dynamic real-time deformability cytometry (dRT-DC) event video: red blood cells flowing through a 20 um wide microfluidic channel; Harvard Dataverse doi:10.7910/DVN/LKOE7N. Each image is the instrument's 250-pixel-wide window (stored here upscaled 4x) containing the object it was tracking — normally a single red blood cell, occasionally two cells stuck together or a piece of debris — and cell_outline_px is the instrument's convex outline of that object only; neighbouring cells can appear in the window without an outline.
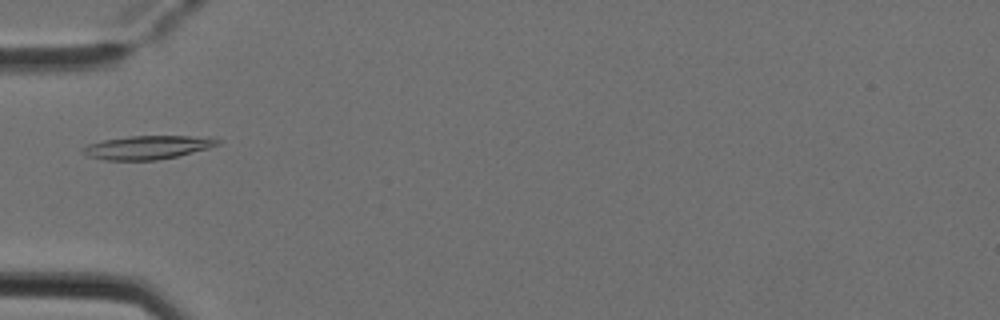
{"species": "Egyptian fruit bat (a non-hibernating species)", "species_latin": "Rousettus aegyptiacus", "temperature_condition": "cold", "stored_images_in_passage": 6, "camera_frame_rate_fps": 3000, "um_per_image_px": 0.085, "animal": {"sex": "female"}, "frame": {"image": 1, "passage_image": 5, "time_ms": 1.333, "image_size_px": [1000, 320], "cell_outline_px": [[224, 140], [220, 144], [208, 148], [176, 156], [156, 160], [104, 160], [88, 156], [80, 152], [80, 148], [88, 144], [104, 140], [132, 136], [188, 136]], "centroid_in_image_um": [12.48, 12.53], "position_along_channel_um": 72.5, "area_um2": 18.32}}
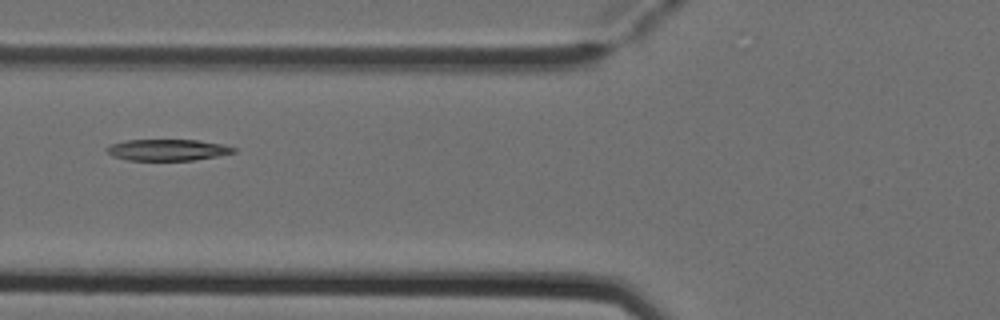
{"frame": {"image": 2, "passage_image": 6, "time_ms": 1.667, "image_size_px": [1000, 320], "cell_outline_px": [[236, 152], [216, 156], [192, 160], [128, 160], [112, 156], [104, 148], [112, 144], [128, 140], [196, 140], [224, 144], [236, 148]], "centroid_in_image_um": [14.25, 12.74], "position_along_channel_um": 111.6, "area_um2": 15.66}}